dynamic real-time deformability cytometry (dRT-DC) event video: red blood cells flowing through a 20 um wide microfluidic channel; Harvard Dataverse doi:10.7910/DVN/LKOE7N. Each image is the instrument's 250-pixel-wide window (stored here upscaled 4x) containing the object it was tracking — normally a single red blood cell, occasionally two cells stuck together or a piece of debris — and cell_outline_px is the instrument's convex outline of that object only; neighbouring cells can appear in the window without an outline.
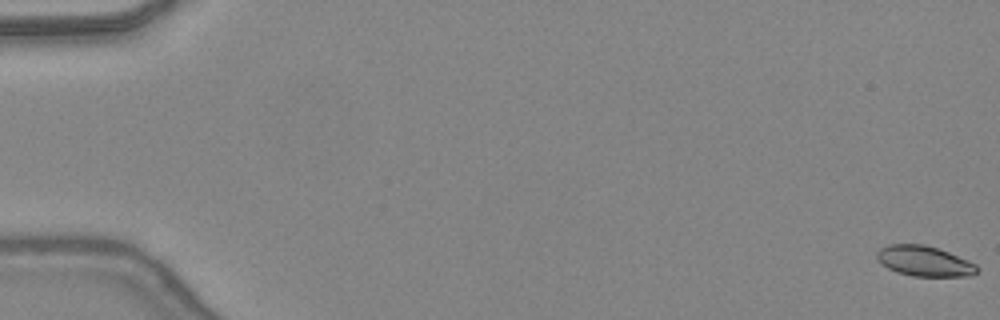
{"species": "common noctule bat (a hibernating species)", "species_latin": "Nyctalus noctula", "temperature_condition": "warm", "stored_images_in_passage": 49, "camera_frame_rate_fps": 3000, "um_per_image_px": 0.085, "animal": {"sex": "female", "body_mass_g": 24.6, "forearm_length_mm": 56.2}, "frame": {"image": 1, "passage_image": 1, "time_ms": 0.0, "image_size_px": [1000, 320], "cell_outline_px": [[980, 268], [972, 276], [912, 276], [896, 272], [888, 268], [876, 256], [876, 252], [880, 248], [888, 244], [924, 244], [948, 252], [968, 260], [976, 264]], "centroid_in_image_um": [78.58, 22.19], "position_along_channel_um": 6.4, "area_um2": 17.63}}
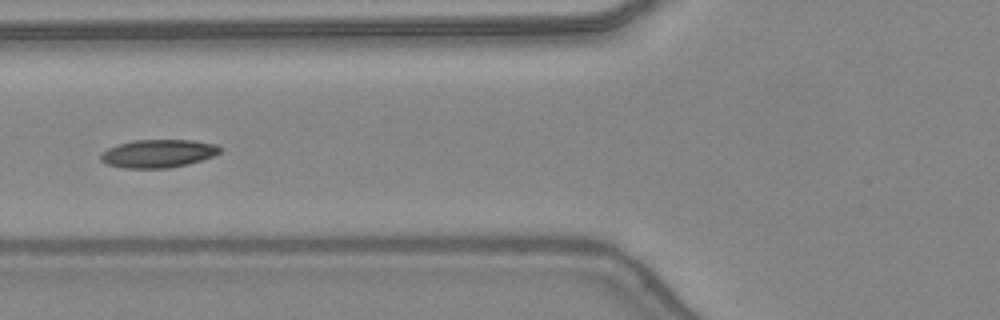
{"frame": {"image": 2, "passage_image": 21, "time_ms": 6.667, "image_size_px": [1000, 320], "cell_outline_px": [[220, 152], [212, 156], [188, 164], [168, 168], [124, 168], [104, 164], [100, 160], [100, 156], [108, 148], [132, 140], [192, 140], [216, 144], [220, 148]], "centroid_in_image_um": [13.41, 13.05], "position_along_channel_um": 112.4, "area_um2": 19.42}}
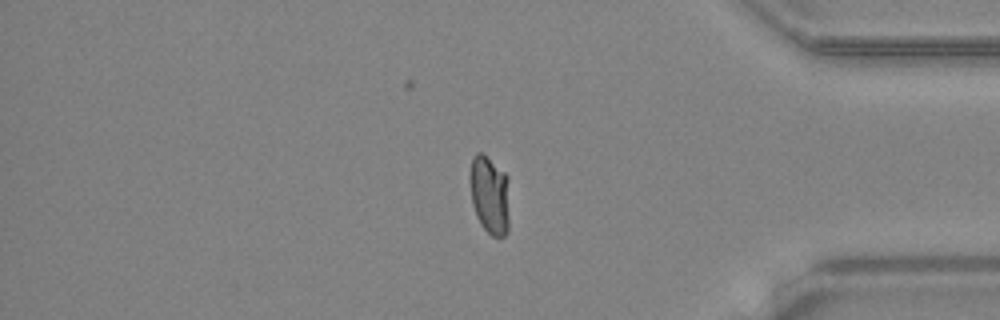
{"frame": {"image": 3, "passage_image": 42, "time_ms": 13.667, "image_size_px": [1000, 320], "cell_outline_px": [[508, 232], [504, 236], [492, 236], [480, 224], [476, 216], [472, 204], [468, 180], [468, 176], [472, 156], [476, 152], [484, 152], [508, 176]], "centroid_in_image_um": [41.58, 16.5], "position_along_channel_um": 393.6, "area_um2": 18.67}}